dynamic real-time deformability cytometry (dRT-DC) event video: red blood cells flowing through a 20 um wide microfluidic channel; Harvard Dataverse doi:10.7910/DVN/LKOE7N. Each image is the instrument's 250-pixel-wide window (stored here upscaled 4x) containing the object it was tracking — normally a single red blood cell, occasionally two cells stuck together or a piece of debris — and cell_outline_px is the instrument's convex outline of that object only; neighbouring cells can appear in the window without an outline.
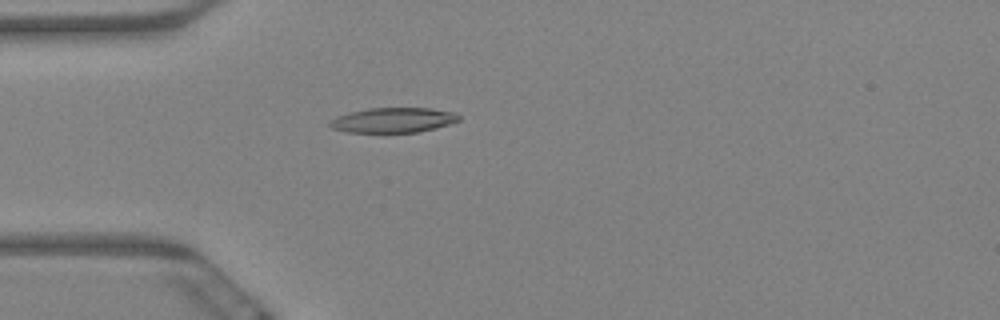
{"species": "Egyptian fruit bat (a non-hibernating species)", "species_latin": "Rousettus aegyptiacus", "temperature_condition": "warm", "stored_images_in_passage": 6, "camera_frame_rate_fps": 3000, "um_per_image_px": 0.085, "animal": {"sex": "female"}, "frame": {"image": 1, "passage_image": 6, "time_ms": 1.667, "image_size_px": [1000, 320], "cell_outline_px": [[460, 120], [436, 128], [416, 132], [348, 132], [332, 128], [328, 124], [336, 116], [368, 108], [432, 108], [456, 112], [460, 116]], "centroid_in_image_um": [33.46, 10.2], "position_along_channel_um": 51.5, "area_um2": 18.67}}